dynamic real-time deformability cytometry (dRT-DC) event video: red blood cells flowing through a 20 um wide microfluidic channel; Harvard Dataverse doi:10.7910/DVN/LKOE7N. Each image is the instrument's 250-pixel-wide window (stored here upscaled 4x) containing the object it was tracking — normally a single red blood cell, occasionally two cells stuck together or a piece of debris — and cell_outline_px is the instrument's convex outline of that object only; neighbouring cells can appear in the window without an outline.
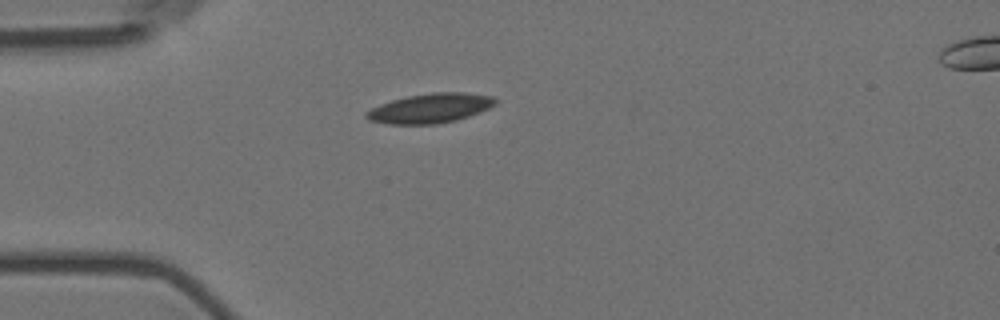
{"species": "Egyptian fruit bat (a non-hibernating species)", "species_latin": "Rousettus aegyptiacus", "temperature_condition": "room temperature", "stored_images_in_passage": 43, "camera_frame_rate_fps": 3000, "um_per_image_px": 0.085, "animal": {"sex": "female"}, "frame": {"image": 1, "passage_image": 1, "time_ms": 0.0, "image_size_px": [1000, 320], "cell_outline_px": [[496, 104], [480, 112], [456, 120], [436, 124], [388, 124], [368, 120], [364, 116], [364, 112], [380, 104], [392, 100], [408, 96], [432, 92], [464, 92], [496, 96]], "centroid_in_image_um": [36.57, 9.19], "position_along_channel_um": 48.4, "area_um2": 22.31}}
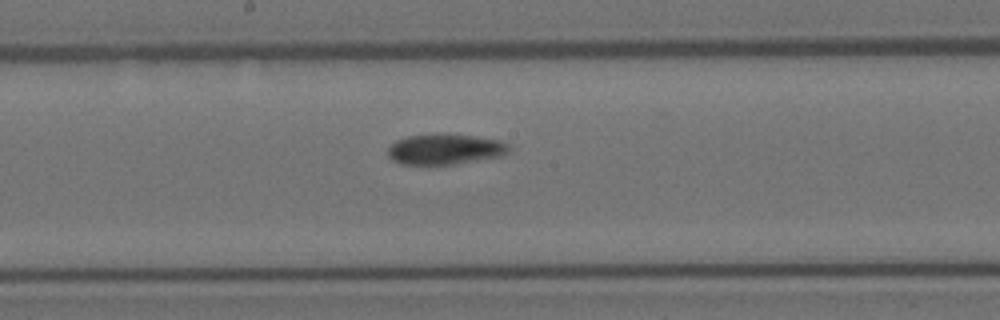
{"frame": {"image": 2, "passage_image": 16, "time_ms": 5.0, "image_size_px": [1000, 320], "cell_outline_px": [[508, 152], [500, 156], [452, 164], [400, 164], [392, 160], [388, 156], [388, 144], [396, 140], [408, 136], [472, 136], [500, 140], [508, 144]], "centroid_in_image_um": [37.77, 12.71], "position_along_channel_um": 210.4, "area_um2": 20.75}}
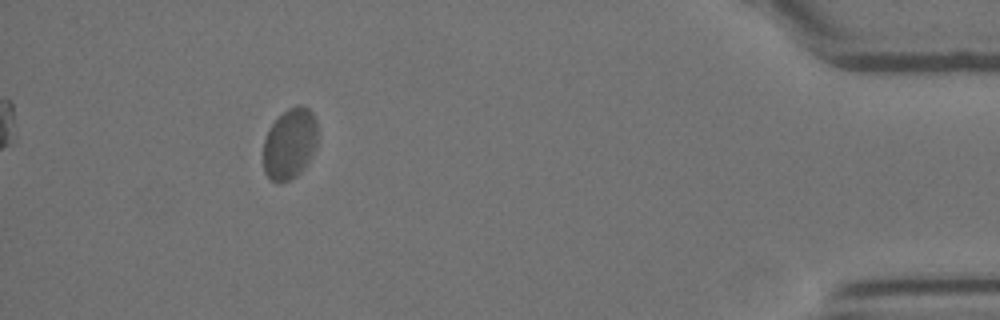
{"frame": {"image": 3, "passage_image": 38, "time_ms": 12.333, "image_size_px": [1000, 320], "cell_outline_px": [[316, 148], [300, 172], [296, 176], [280, 184], [276, 184], [264, 172], [264, 140], [272, 124], [288, 108], [296, 104], [300, 104], [308, 108], [312, 112], [316, 120]], "centroid_in_image_um": [24.63, 12.21], "position_along_channel_um": 410.6, "area_um2": 22.25}, "authors_computed_cell_mechanics": {"area_um2": 22.1952, "velocity_mm_per_s": 3.5263, "shape_relaxation_time_tau1_ms": null, "shape_relaxation_time_tau2_ms": 3.1742, "deformation_change_tau1": null, "deformation_change_tau2": 0.049}}